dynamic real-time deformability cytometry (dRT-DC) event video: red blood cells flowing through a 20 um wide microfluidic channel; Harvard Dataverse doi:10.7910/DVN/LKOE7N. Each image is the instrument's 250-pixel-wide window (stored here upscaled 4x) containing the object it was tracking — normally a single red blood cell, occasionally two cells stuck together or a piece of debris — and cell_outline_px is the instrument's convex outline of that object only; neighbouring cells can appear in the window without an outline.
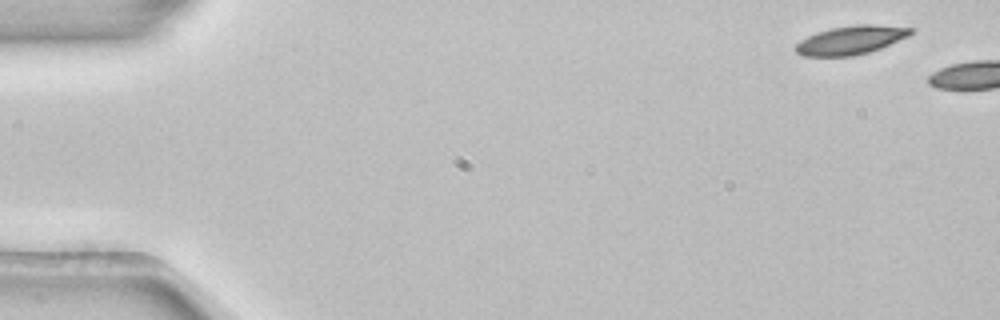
{"species": "common noctule bat (a hibernating species)", "species_latin": "Nyctalus noctula", "temperature_condition": "room temperature", "stored_images_in_passage": 2, "camera_frame_rate_fps": 3000, "um_per_image_px": 0.085, "animal": {"sex": "female", "body_mass_g": 22.7, "forearm_length_mm": 54.2}, "frame": {"image": 1, "passage_image": 1, "time_ms": 0.0, "image_size_px": [1000, 320], "cell_outline_px": [[916, 28], [908, 36], [880, 48], [868, 52], [852, 56], [804, 56], [796, 52], [792, 48], [800, 40], [808, 36], [832, 28], [856, 24], [876, 24]], "centroid_in_image_um": [72.32, 3.4], "position_along_channel_um": 12.7, "area_um2": 19.13}}